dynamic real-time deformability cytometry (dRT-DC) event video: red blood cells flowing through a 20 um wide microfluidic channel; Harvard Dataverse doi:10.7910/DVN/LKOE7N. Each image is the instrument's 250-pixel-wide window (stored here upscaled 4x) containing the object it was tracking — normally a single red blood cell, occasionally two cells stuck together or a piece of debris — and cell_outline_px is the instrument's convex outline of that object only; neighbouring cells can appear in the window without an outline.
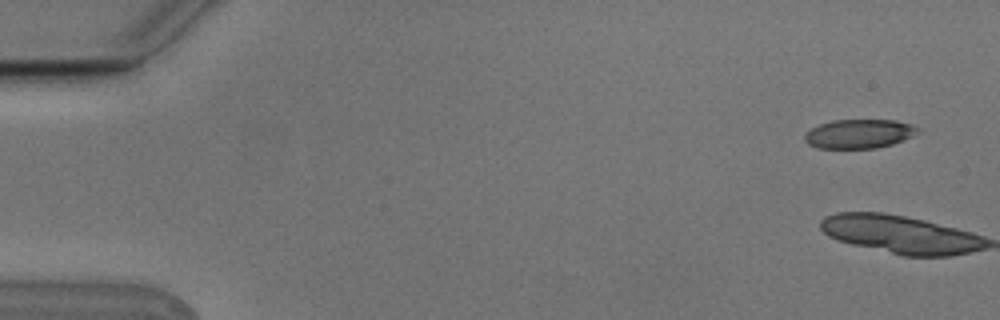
{"species": "Egyptian fruit bat (a non-hibernating species)", "species_latin": "Rousettus aegyptiacus", "temperature_condition": "cold", "stored_images_in_passage": 4, "camera_frame_rate_fps": 3000, "um_per_image_px": 0.085, "animal": {"sex": "male"}, "frame": {"image": 1, "passage_image": 1, "time_ms": 0.0, "image_size_px": [1000, 320], "cell_outline_px": [[920, 128], [912, 136], [904, 140], [892, 144], [876, 148], [820, 148], [808, 144], [804, 140], [804, 136], [812, 128], [820, 124], [832, 120], [896, 120], [912, 124]], "centroid_in_image_um": [73.04, 11.37], "position_along_channel_um": 12.0, "area_um2": 19.07}}